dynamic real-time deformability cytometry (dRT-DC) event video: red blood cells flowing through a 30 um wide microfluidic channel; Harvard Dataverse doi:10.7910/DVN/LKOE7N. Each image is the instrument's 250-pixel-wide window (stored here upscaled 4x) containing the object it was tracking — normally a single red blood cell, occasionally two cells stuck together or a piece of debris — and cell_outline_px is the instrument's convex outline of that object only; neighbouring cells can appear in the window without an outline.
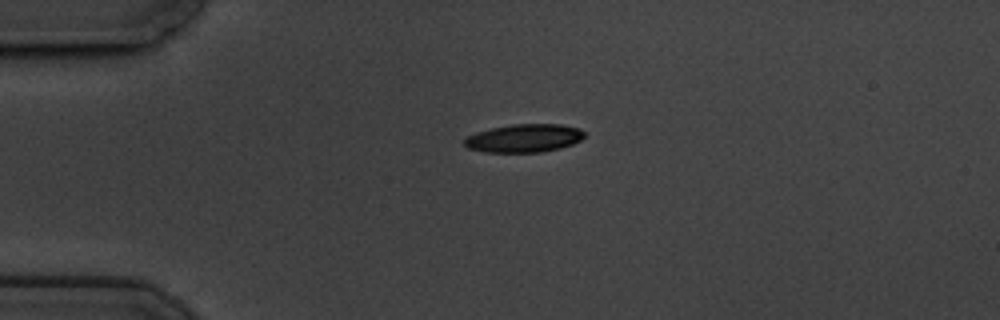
{"species": "common noctule bat (a hibernating species)", "species_latin": "Nyctalus noctula", "temperature_condition": "cold", "stored_images_in_passage": 47, "camera_frame_rate_fps": 3000, "um_per_image_px": 0.085, "animal": {"sex": "male", "body_mass_g": 19.5, "forearm_length_mm": 54.6}, "frame": {"image": 1, "passage_image": 1, "time_ms": 0.0, "image_size_px": [1000, 320], "cell_outline_px": [[584, 136], [580, 140], [572, 144], [560, 148], [540, 152], [484, 152], [468, 148], [464, 144], [464, 140], [468, 136], [476, 132], [492, 128], [512, 124], [560, 124], [580, 128], [584, 132]], "centroid_in_image_um": [44.55, 11.74], "position_along_channel_um": 40.4, "area_um2": 19.65}}
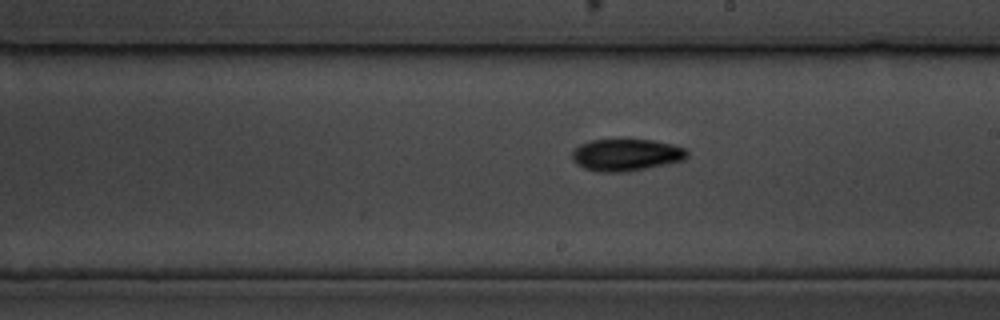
{"frame": {"image": 2, "passage_image": 21, "time_ms": 6.667, "image_size_px": [1000, 320], "cell_outline_px": [[688, 156], [684, 160], [624, 172], [596, 172], [584, 168], [576, 164], [572, 160], [572, 152], [580, 144], [592, 140], [652, 140], [672, 144], [684, 148], [688, 152]], "centroid_in_image_um": [53.2, 13.17], "position_along_channel_um": 235.8, "area_um2": 21.27}}
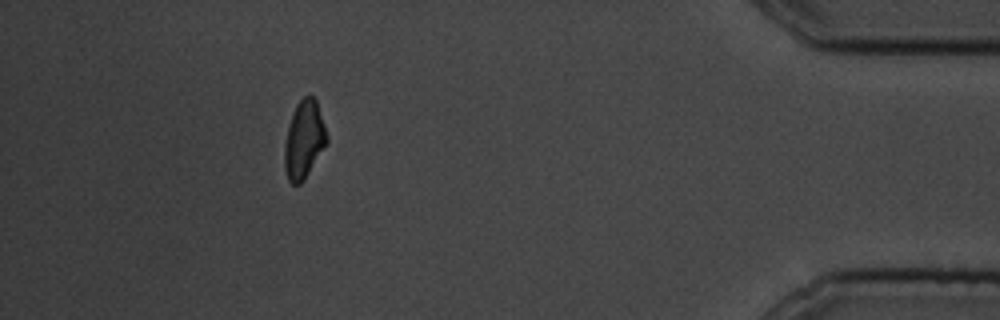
{"frame": {"image": 3, "passage_image": 41, "time_ms": 13.333, "image_size_px": [1000, 320], "cell_outline_px": [[328, 140], [304, 180], [300, 184], [292, 184], [288, 180], [284, 168], [284, 144], [292, 112], [296, 104], [304, 96], [312, 96], [316, 100], [328, 136]], "centroid_in_image_um": [25.82, 11.88], "position_along_channel_um": 409.4, "area_um2": 19.02}, "authors_computed_cell_mechanics": {"area_um2": 19.8254, "velocity_mm_per_s": 3.3675, "shape_relaxation_time_tau1_ms": 3.3513, "shape_relaxation_time_tau2_ms": 6.5776, "deformation_change_tau1": 0.1452, "deformation_change_tau2": 0.1147}}